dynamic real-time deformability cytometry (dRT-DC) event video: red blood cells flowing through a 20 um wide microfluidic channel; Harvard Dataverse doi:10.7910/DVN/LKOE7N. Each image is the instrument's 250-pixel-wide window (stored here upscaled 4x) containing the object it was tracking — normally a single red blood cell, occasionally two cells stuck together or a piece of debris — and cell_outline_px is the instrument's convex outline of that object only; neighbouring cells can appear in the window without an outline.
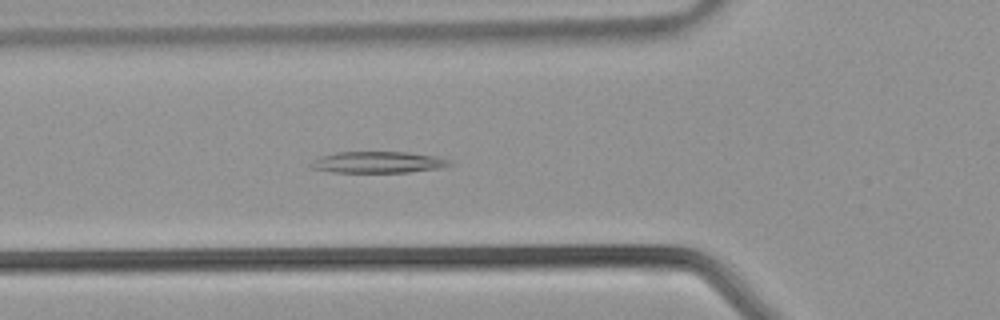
{"species": "common noctule bat (a hibernating species)", "species_latin": "Nyctalus noctula", "temperature_condition": "warm", "stored_images_in_passage": 39, "camera_frame_rate_fps": 3000, "um_per_image_px": 0.085, "animal": {"sex": "male", "body_mass_g": 21.5, "forearm_length_mm": 52.0}, "frame": {"image": 1, "passage_image": 13, "time_ms": 4.0, "image_size_px": [1000, 320], "cell_outline_px": [[452, 164], [444, 168], [408, 172], [332, 172], [308, 168], [308, 164], [320, 156], [336, 152], [408, 152], [436, 156], [448, 160]], "centroid_in_image_um": [32.1, 13.79], "position_along_channel_um": 93.7, "area_um2": 17.46}}
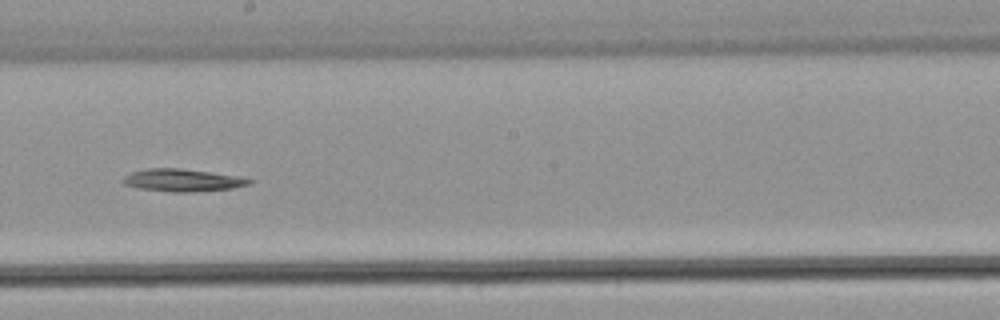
{"frame": {"image": 2, "passage_image": 21, "time_ms": 6.667, "image_size_px": [1000, 320], "cell_outline_px": [[256, 180], [252, 184], [232, 188], [192, 192], [172, 192], [136, 188], [124, 184], [120, 180], [124, 176], [132, 172], [148, 168], [180, 168], [244, 176]], "centroid_in_image_um": [15.58, 15.31], "position_along_channel_um": 232.6, "area_um2": 16.94}}
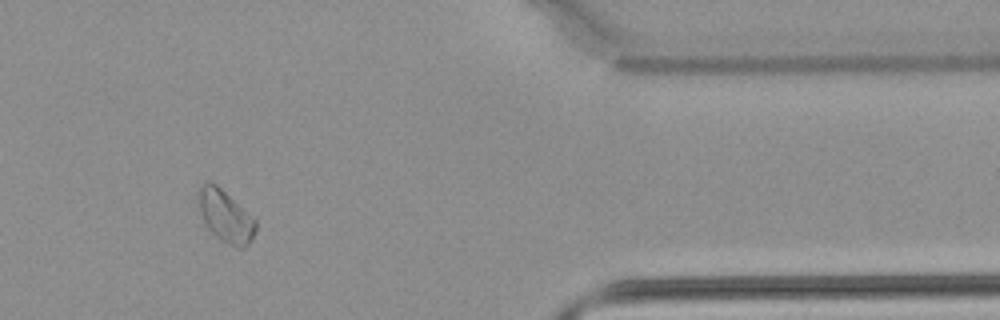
{"frame": {"image": 3, "passage_image": 32, "time_ms": 10.333, "image_size_px": [1000, 320], "cell_outline_px": [[256, 228], [252, 240], [244, 248], [236, 248], [220, 240], [204, 224], [196, 200], [196, 192], [204, 184], [216, 184], [256, 220]], "centroid_in_image_um": [19.14, 18.41], "position_along_channel_um": 392.3, "area_um2": 17.28}}